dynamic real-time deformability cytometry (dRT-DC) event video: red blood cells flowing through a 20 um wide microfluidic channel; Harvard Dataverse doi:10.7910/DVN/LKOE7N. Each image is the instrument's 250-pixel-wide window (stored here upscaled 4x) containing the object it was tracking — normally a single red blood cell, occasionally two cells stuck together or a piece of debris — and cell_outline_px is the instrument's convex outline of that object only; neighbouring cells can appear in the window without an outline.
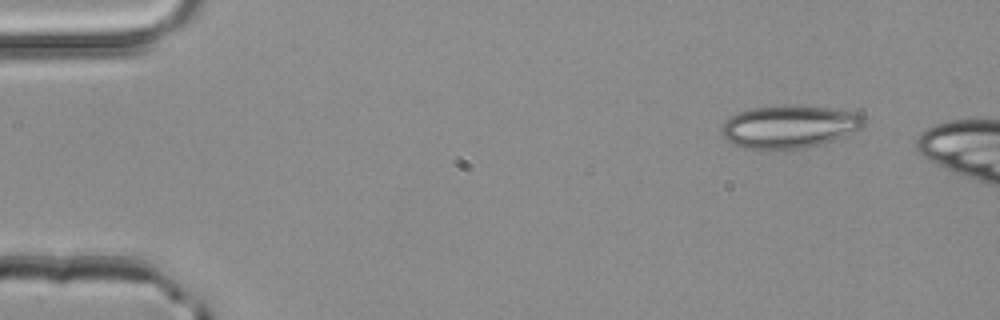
{"species": "common noctule bat (a hibernating species)", "species_latin": "Nyctalus noctula", "temperature_condition": "room temperature", "stored_images_in_passage": 4, "camera_frame_rate_fps": 3000, "um_per_image_px": 0.085, "animal": {"sex": "male", "body_mass_g": 20.4}, "frame": {"image": 1, "passage_image": 1, "time_ms": 0.0, "image_size_px": [1000, 320], "cell_outline_px": [[864, 124], [860, 128], [844, 136], [824, 144], [804, 148], [760, 152], [744, 148], [732, 144], [724, 140], [720, 128], [732, 116], [740, 112], [752, 108], [784, 104], [796, 104], [828, 108], [856, 112], [864, 116]], "centroid_in_image_um": [67.06, 10.8], "position_along_channel_um": 17.9, "area_um2": 36.41}}